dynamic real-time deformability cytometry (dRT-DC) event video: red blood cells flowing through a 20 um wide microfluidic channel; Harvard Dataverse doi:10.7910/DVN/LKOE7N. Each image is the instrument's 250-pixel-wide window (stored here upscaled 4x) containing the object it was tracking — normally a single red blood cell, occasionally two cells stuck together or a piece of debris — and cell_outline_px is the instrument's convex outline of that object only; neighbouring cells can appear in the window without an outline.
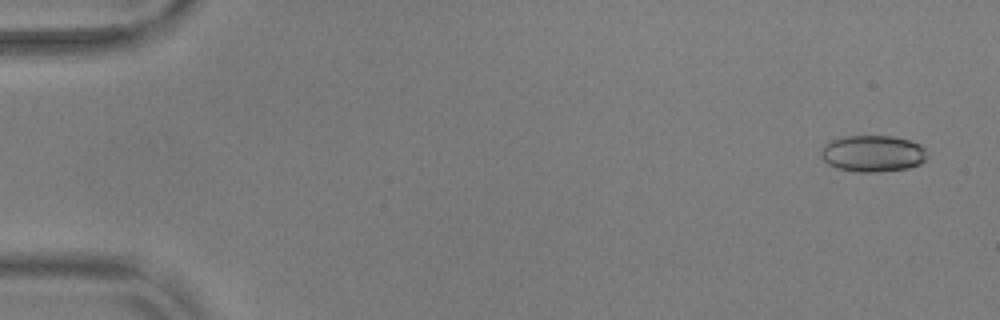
{"species": "common noctule bat (a hibernating species)", "species_latin": "Nyctalus noctula", "temperature_condition": "warm", "stored_images_in_passage": 56, "camera_frame_rate_fps": 3000, "um_per_image_px": 0.085, "animal": {"sex": "male", "body_mass_g": 17.9, "forearm_length_mm": 54.2}, "frame": {"image": 1, "passage_image": 3, "time_ms": 0.667, "image_size_px": [1000, 320], "cell_outline_px": [[928, 156], [920, 164], [908, 168], [880, 172], [856, 172], [836, 168], [828, 164], [820, 156], [820, 148], [824, 144], [832, 140], [848, 136], [892, 136], [908, 140], [920, 144], [924, 148]], "centroid_in_image_um": [74.16, 13.06], "position_along_channel_um": 10.8, "area_um2": 22.77}}
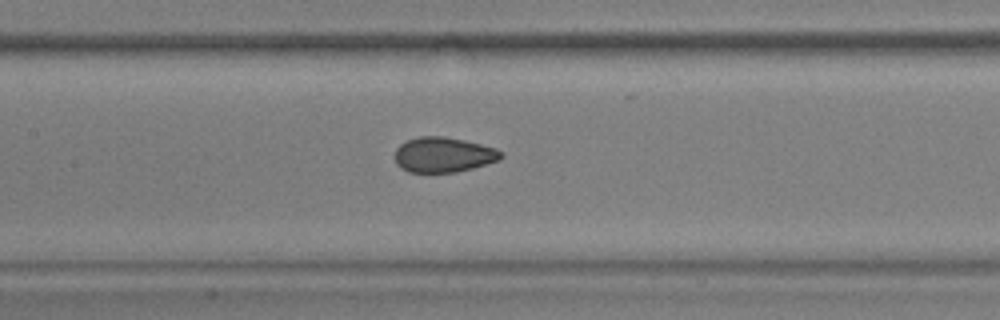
{"frame": {"image": 2, "passage_image": 27, "time_ms": 8.667, "image_size_px": [1000, 320], "cell_outline_px": [[504, 156], [500, 160], [472, 168], [456, 172], [408, 172], [400, 168], [396, 164], [396, 148], [400, 144], [408, 140], [420, 136], [444, 136], [464, 140], [496, 148], [504, 152]], "centroid_in_image_um": [37.71, 13.15], "position_along_channel_um": 169.7, "area_um2": 21.79}}
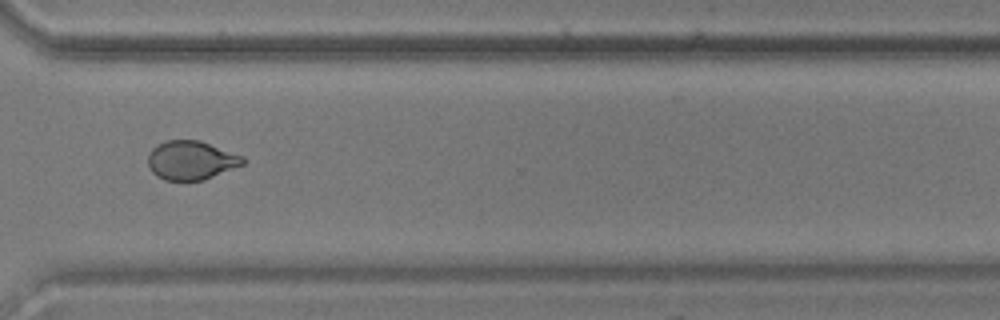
{"frame": {"image": 3, "passage_image": 42, "time_ms": 13.667, "image_size_px": [1000, 320], "cell_outline_px": [[244, 164], [204, 180], [164, 180], [156, 176], [148, 168], [148, 152], [152, 148], [168, 140], [200, 140], [244, 156]], "centroid_in_image_um": [16.23, 13.62], "position_along_channel_um": 354.4, "area_um2": 21.56}}